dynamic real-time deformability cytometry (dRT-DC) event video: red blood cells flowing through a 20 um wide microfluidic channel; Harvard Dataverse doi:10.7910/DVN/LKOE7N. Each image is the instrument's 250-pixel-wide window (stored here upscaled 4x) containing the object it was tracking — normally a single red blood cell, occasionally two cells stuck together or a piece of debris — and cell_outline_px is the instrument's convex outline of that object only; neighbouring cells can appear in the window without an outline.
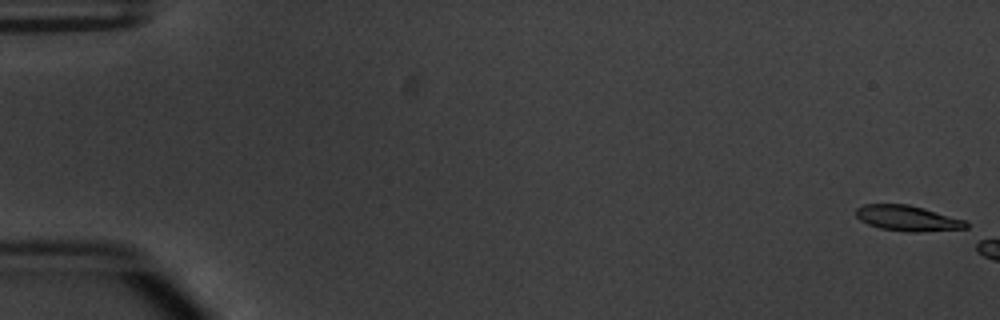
{"species": "common noctule bat (a hibernating species)", "species_latin": "Nyctalus noctula", "temperature_condition": "warm", "stored_images_in_passage": 6, "camera_frame_rate_fps": 3000, "um_per_image_px": 0.085, "animal": {"sex": "male", "body_mass_g": 20.1, "forearm_length_mm": 53.5}, "frame": {"image": 1, "passage_image": 1, "time_ms": 0.0, "image_size_px": [1000, 320], "cell_outline_px": [[968, 232], [904, 232], [880, 228], [868, 224], [860, 220], [856, 216], [856, 208], [864, 204], [908, 204], [924, 208], [968, 220]], "centroid_in_image_um": [77.33, 18.59], "position_along_channel_um": 7.7, "area_um2": 17.28}}